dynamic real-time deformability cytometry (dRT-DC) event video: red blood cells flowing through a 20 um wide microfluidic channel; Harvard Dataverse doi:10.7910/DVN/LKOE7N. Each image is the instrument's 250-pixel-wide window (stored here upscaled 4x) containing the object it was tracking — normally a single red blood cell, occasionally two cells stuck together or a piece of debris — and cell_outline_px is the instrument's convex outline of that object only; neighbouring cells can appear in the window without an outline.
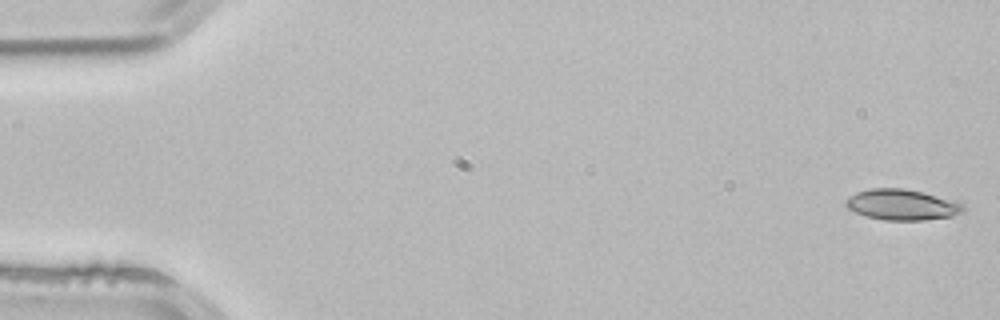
{"species": "common noctule bat (a hibernating species)", "species_latin": "Nyctalus noctula", "temperature_condition": "room temperature", "stored_images_in_passage": 4, "camera_frame_rate_fps": 3000, "um_per_image_px": 0.085, "animal": {"sex": "male", "body_mass_g": 21.5, "forearm_length_mm": 52.0}, "frame": {"image": 1, "passage_image": 1, "time_ms": 0.0, "image_size_px": [1000, 320], "cell_outline_px": [[964, 212], [952, 216], [924, 220], [884, 220], [868, 216], [856, 212], [848, 208], [844, 204], [844, 200], [848, 196], [856, 192], [868, 188], [904, 188], [956, 200], [964, 204]], "centroid_in_image_um": [76.67, 17.39], "position_along_channel_um": 8.3, "area_um2": 21.21}}
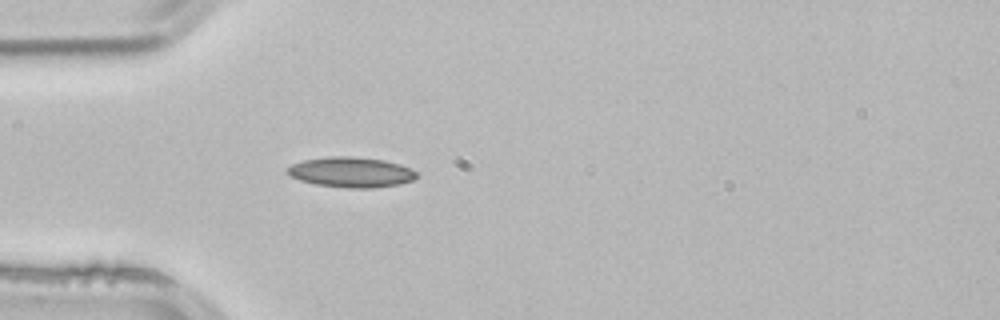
{"frame": {"image": 2, "passage_image": 4, "time_ms": 1.0, "image_size_px": [1000, 320], "cell_outline_px": [[416, 176], [412, 180], [400, 184], [372, 188], [348, 188], [316, 184], [300, 180], [284, 172], [284, 168], [292, 164], [304, 160], [328, 156], [352, 156], [384, 160], [400, 164], [416, 172]], "centroid_in_image_um": [29.8, 14.63], "position_along_channel_um": 55.2, "area_um2": 22.77}}